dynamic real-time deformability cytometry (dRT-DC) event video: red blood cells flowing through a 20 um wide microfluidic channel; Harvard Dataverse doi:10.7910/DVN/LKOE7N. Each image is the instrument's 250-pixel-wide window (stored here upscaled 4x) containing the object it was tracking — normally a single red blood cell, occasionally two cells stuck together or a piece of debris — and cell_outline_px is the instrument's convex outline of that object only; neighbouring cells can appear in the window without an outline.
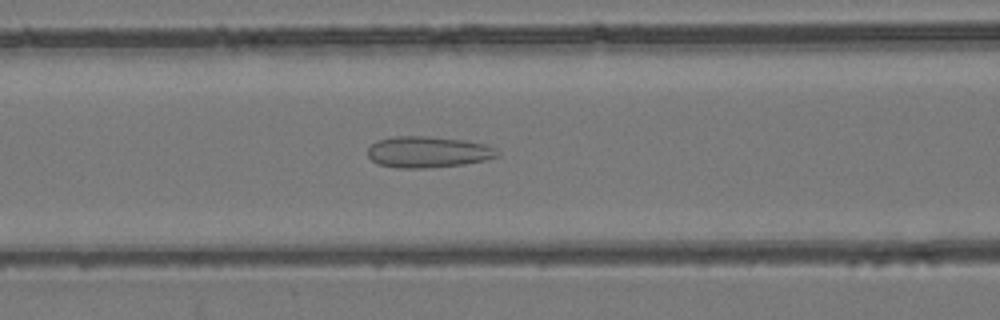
{"species": "common noctule bat (a hibernating species)", "species_latin": "Nyctalus noctula", "temperature_condition": "room temperature", "stored_images_in_passage": 48, "camera_frame_rate_fps": 3000, "um_per_image_px": 0.085, "animal": {"sex": "female", "body_mass_g": 24.6, "forearm_length_mm": 56.2}, "frame": {"image": 1, "passage_image": 22, "time_ms": 7.0, "image_size_px": [1000, 320], "cell_outline_px": [[500, 156], [484, 160], [464, 164], [424, 168], [396, 168], [380, 164], [372, 160], [368, 156], [368, 148], [376, 140], [396, 136], [428, 136], [464, 140], [488, 144], [496, 148], [500, 152]], "centroid_in_image_um": [36.41, 12.91], "position_along_channel_um": 130.2, "area_um2": 23.76}}
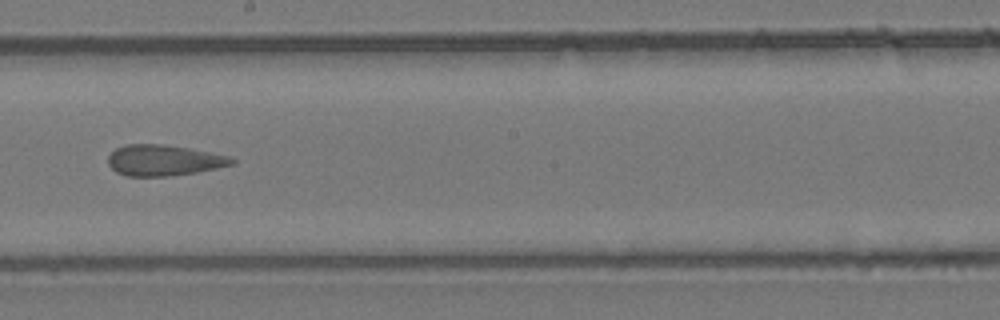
{"frame": {"image": 2, "passage_image": 30, "time_ms": 9.667, "image_size_px": [1000, 320], "cell_outline_px": [[236, 164], [196, 172], [168, 176], [128, 176], [116, 172], [108, 164], [108, 156], [116, 148], [128, 144], [160, 144], [188, 148], [232, 156], [236, 160]], "centroid_in_image_um": [13.95, 13.62], "position_along_channel_um": 234.2, "area_um2": 22.25}}
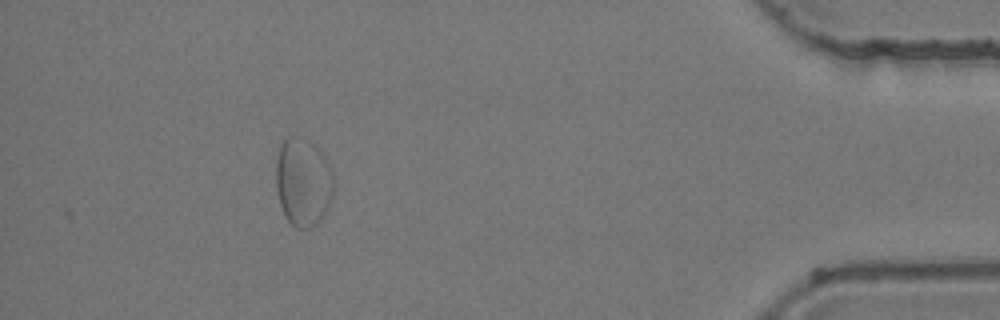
{"frame": {"image": 3, "passage_image": 48, "time_ms": 15.667, "image_size_px": [1000, 320], "cell_outline_px": [[332, 196], [328, 208], [320, 220], [312, 228], [296, 228], [284, 216], [280, 204], [276, 188], [276, 160], [280, 144], [288, 136], [300, 136], [316, 144], [324, 156], [332, 172]], "centroid_in_image_um": [25.74, 15.46], "position_along_channel_um": 409.5, "area_um2": 29.88}, "authors_computed_cell_mechanics": {"area_um2": 22.9466, "velocity_mm_per_s": 3.906, "shape_relaxation_time_tau1_ms": null, "shape_relaxation_time_tau2_ms": 2.1611, "deformation_change_tau1": null, "deformation_change_tau2": 0.1105}}